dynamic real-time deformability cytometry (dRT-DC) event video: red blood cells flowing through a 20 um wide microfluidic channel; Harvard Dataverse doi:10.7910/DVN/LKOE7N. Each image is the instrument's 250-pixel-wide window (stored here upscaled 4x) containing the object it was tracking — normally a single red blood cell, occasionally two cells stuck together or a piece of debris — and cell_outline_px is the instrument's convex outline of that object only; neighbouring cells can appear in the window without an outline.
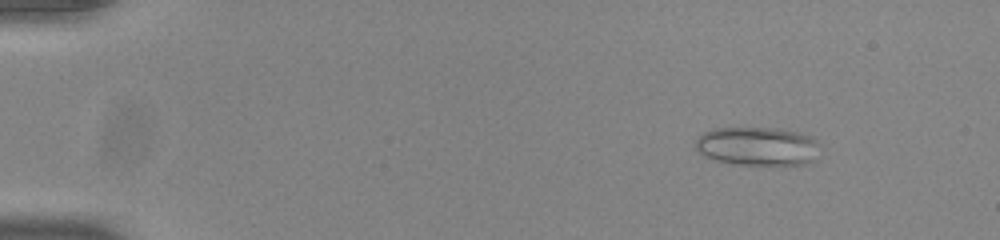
{"species": "common noctule bat (a hibernating species)", "species_latin": "Nyctalus noctula", "temperature_condition": "room temperature", "stored_images_in_passage": 51, "camera_frame_rate_fps": 3000, "um_per_image_px": 0.085, "animal": {"sex": "male", "body_mass_g": 20.0, "forearm_length_mm": 53.3}, "frame": {"image": 1, "passage_image": 4, "time_ms": 1.0, "image_size_px": [1000, 240], "cell_outline_px": [[820, 144], [812, 160], [808, 164], [772, 168], [732, 164], [716, 160], [704, 156], [696, 148], [696, 140], [704, 132], [712, 128], [776, 128], [796, 132], [812, 136]], "centroid_in_image_um": [64.42, 12.48], "position_along_channel_um": 20.6, "area_um2": 28.9}}
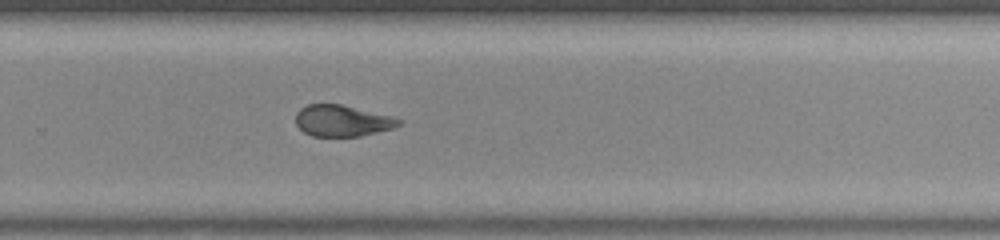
{"frame": {"image": 2, "passage_image": 34, "time_ms": 11.0, "image_size_px": [1000, 240], "cell_outline_px": [[400, 124], [396, 128], [360, 136], [312, 136], [304, 132], [296, 124], [296, 112], [300, 108], [308, 104], [340, 104], [388, 116], [400, 120]], "centroid_in_image_um": [29.04, 10.27], "position_along_channel_um": 300.8, "area_um2": 18.55}}
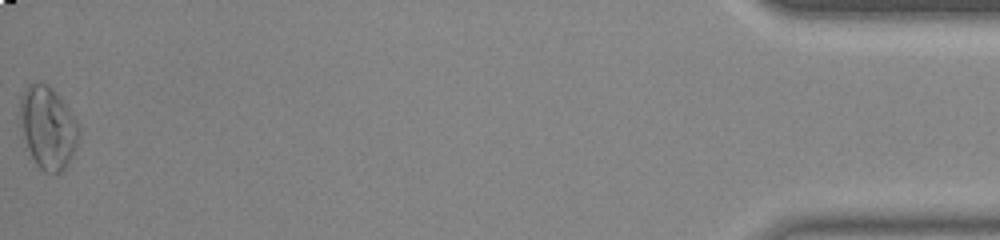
{"frame": {"image": 3, "passage_image": 51, "time_ms": 16.667, "image_size_px": [1000, 240], "cell_outline_px": [[80, 132], [76, 148], [68, 164], [60, 172], [44, 172], [36, 164], [28, 148], [24, 136], [20, 112], [20, 96], [24, 88], [28, 84], [36, 80], [48, 84], [56, 92], [68, 108], [76, 120], [80, 128]], "centroid_in_image_um": [4.08, 10.8], "position_along_channel_um": 431.1, "area_um2": 28.15}, "authors_computed_cell_mechanics": {"area_um2": 21.386, "velocity_mm_per_s": 3.876, "shape_relaxation_time_tau1_ms": null, "shape_relaxation_time_tau2_ms": 1.8796, "deformation_change_tau1": null, "deformation_change_tau2": 0.0862}}